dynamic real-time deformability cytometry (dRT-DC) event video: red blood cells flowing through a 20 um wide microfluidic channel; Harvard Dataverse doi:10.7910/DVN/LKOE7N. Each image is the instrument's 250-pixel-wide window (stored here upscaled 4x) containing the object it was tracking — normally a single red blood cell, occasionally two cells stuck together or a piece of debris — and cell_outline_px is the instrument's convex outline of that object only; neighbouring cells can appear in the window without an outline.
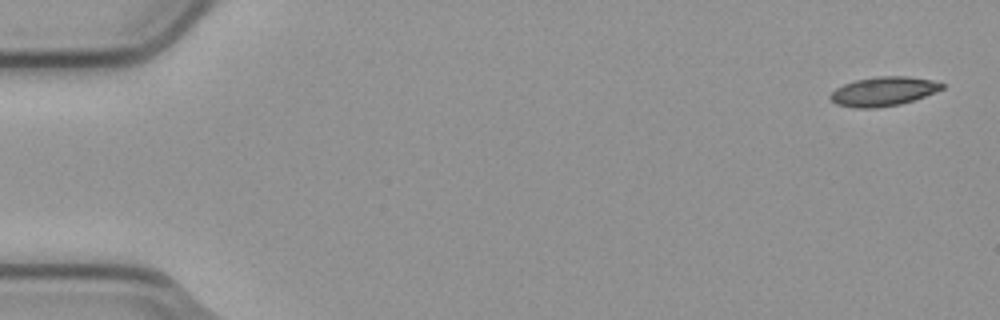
{"species": "common noctule bat (a hibernating species)", "species_latin": "Nyctalus noctula", "temperature_condition": "cold", "stored_images_in_passage": 5, "camera_frame_rate_fps": 3000, "um_per_image_px": 0.085, "animal": {"sex": "male", "body_mass_g": 23.1, "forearm_length_mm": 52.7}, "frame": {"image": 1, "passage_image": 1, "time_ms": 0.0, "image_size_px": [1000, 320], "cell_outline_px": [[944, 88], [924, 96], [900, 104], [876, 108], [856, 108], [836, 104], [828, 96], [836, 88], [844, 84], [856, 80], [876, 76], [908, 76], [932, 80], [944, 84]], "centroid_in_image_um": [75.07, 7.76], "position_along_channel_um": 9.9, "area_um2": 18.84}}
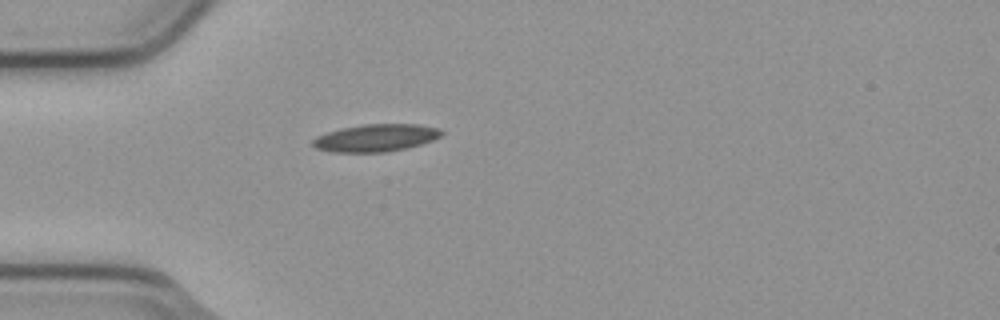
{"frame": {"image": 2, "passage_image": 5, "time_ms": 1.333, "image_size_px": [1000, 320], "cell_outline_px": [[444, 132], [440, 136], [432, 140], [420, 144], [404, 148], [384, 152], [332, 152], [316, 148], [312, 144], [312, 140], [316, 136], [340, 128], [364, 124], [420, 124], [440, 128]], "centroid_in_image_um": [31.94, 11.71], "position_along_channel_um": 53.1, "area_um2": 20.52}}